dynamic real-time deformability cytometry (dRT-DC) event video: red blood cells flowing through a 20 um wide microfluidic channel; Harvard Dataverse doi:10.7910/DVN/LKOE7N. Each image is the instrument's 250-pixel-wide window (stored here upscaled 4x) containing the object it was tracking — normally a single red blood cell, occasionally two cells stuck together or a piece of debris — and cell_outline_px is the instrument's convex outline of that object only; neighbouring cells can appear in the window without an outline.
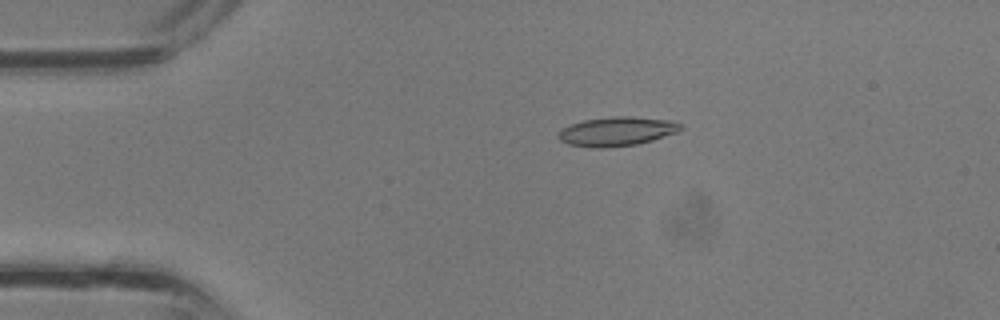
{"species": "common noctule bat (a hibernating species)", "species_latin": "Nyctalus noctula", "temperature_condition": "room temperature", "stored_images_in_passage": 37, "camera_frame_rate_fps": 3000, "um_per_image_px": 0.085, "animal": {"sex": "male", "body_mass_g": 13.3}, "frame": {"image": 1, "passage_image": 8, "time_ms": 2.333, "image_size_px": [1000, 320], "cell_outline_px": [[684, 128], [680, 132], [652, 140], [636, 144], [604, 148], [592, 148], [568, 144], [560, 140], [556, 136], [564, 128], [572, 124], [584, 120], [612, 116], [632, 116], [672, 120], [684, 124]], "centroid_in_image_um": [52.5, 11.16], "position_along_channel_um": 32.5, "area_um2": 20.98}}
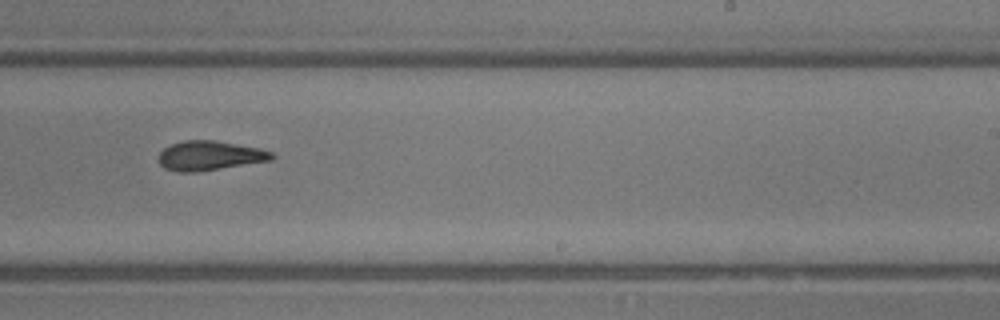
{"frame": {"image": 2, "passage_image": 23, "time_ms": 7.333, "image_size_px": [1000, 320], "cell_outline_px": [[276, 156], [272, 160], [196, 172], [176, 172], [164, 168], [160, 164], [160, 152], [164, 148], [172, 144], [184, 140], [216, 140], [260, 148], [272, 152]], "centroid_in_image_um": [17.84, 13.23], "position_along_channel_um": 271.2, "area_um2": 19.42}}
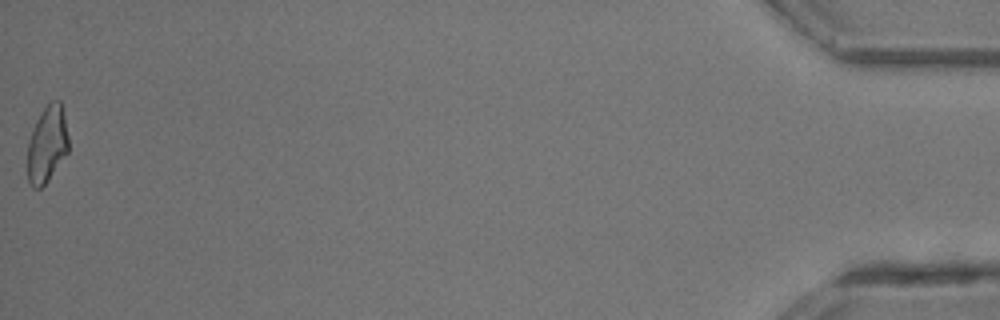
{"frame": {"image": 3, "passage_image": 37, "time_ms": 12.0, "image_size_px": [1000, 320], "cell_outline_px": [[68, 152], [48, 180], [40, 188], [32, 188], [28, 180], [28, 140], [32, 128], [36, 120], [44, 108], [52, 100], [60, 100], [64, 116], [68, 136]], "centroid_in_image_um": [4.0, 12.26], "position_along_channel_um": 431.2, "area_um2": 18.21}}